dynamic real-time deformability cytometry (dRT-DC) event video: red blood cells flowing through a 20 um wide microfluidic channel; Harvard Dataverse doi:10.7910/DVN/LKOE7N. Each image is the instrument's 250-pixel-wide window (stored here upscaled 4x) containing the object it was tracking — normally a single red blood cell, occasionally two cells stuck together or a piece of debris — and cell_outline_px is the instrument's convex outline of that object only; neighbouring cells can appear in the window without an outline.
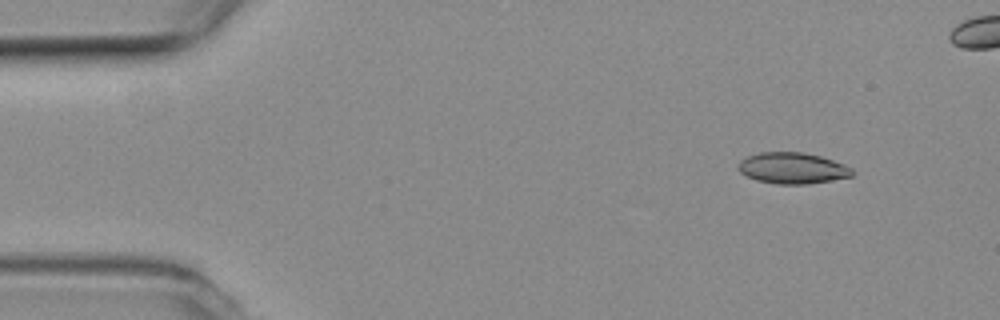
{"species": "common noctule bat (a hibernating species)", "species_latin": "Nyctalus noctula", "temperature_condition": "room temperature", "stored_images_in_passage": 44, "camera_frame_rate_fps": 3000, "um_per_image_px": 0.085, "animal": {"sex": "female", "body_mass_g": 19.3, "forearm_length_mm": 54.1}, "frame": {"image": 1, "passage_image": 1, "time_ms": 0.0, "image_size_px": [1000, 320], "cell_outline_px": [[856, 172], [852, 176], [832, 180], [808, 184], [776, 184], [756, 180], [740, 172], [736, 168], [740, 160], [748, 156], [760, 152], [804, 152], [820, 156], [844, 164], [852, 168]], "centroid_in_image_um": [67.37, 14.29], "position_along_channel_um": 17.6, "area_um2": 20.81}}
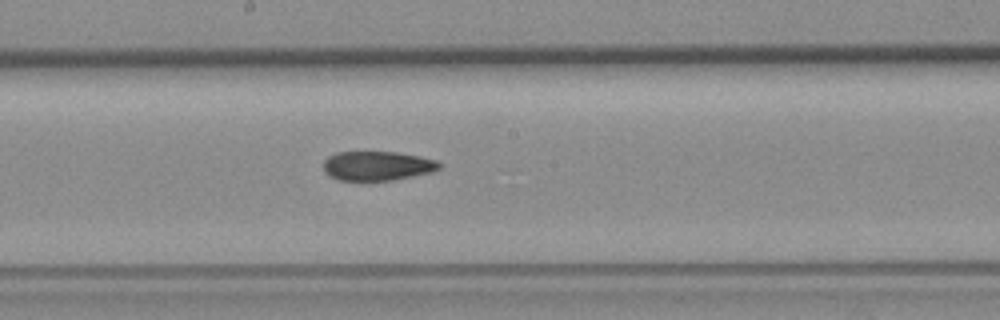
{"frame": {"image": 2, "passage_image": 24, "time_ms": 7.667, "image_size_px": [1000, 320], "cell_outline_px": [[440, 168], [432, 172], [392, 180], [336, 180], [328, 176], [324, 172], [324, 160], [328, 156], [336, 152], [396, 152], [420, 156], [436, 160], [440, 164]], "centroid_in_image_um": [32.03, 14.09], "position_along_channel_um": 216.2, "area_um2": 19.83}}
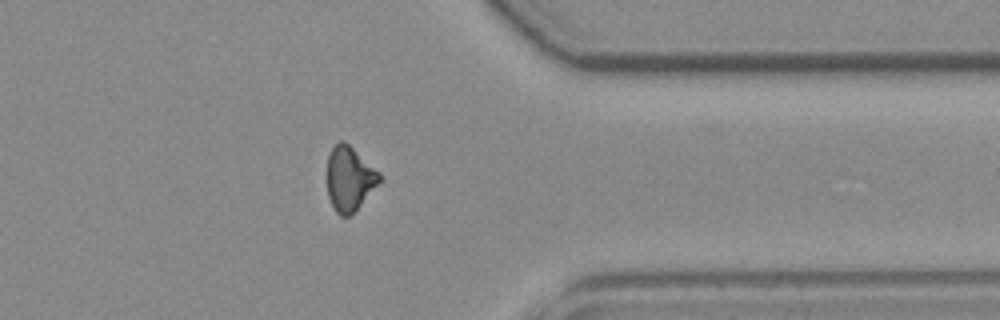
{"frame": {"image": 3, "passage_image": 38, "time_ms": 12.333, "image_size_px": [1000, 320], "cell_outline_px": [[380, 180], [360, 204], [348, 216], [340, 216], [336, 212], [328, 196], [328, 156], [332, 148], [340, 140], [348, 144], [380, 172]], "centroid_in_image_um": [29.68, 15.17], "position_along_channel_um": 381.7, "area_um2": 18.96}}